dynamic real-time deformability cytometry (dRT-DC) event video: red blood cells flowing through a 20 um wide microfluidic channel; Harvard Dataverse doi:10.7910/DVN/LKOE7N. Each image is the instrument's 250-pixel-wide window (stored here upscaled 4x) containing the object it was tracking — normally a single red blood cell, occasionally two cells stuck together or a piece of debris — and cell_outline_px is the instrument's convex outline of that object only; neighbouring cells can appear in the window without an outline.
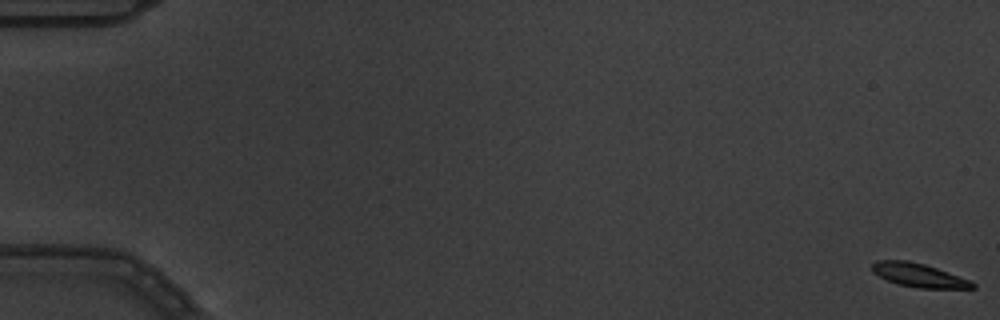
{"species": "common noctule bat (a hibernating species)", "species_latin": "Nyctalus noctula", "temperature_condition": "warm", "stored_images_in_passage": 10, "camera_frame_rate_fps": 3000, "um_per_image_px": 0.085, "animal": {"sex": "male", "body_mass_g": 19.5, "forearm_length_mm": 54.6}, "frame": {"image": 1, "passage_image": 1, "time_ms": 0.0, "image_size_px": [1000, 320], "cell_outline_px": [[976, 288], [920, 288], [896, 284], [872, 272], [872, 264], [876, 260], [908, 260], [924, 264], [972, 280], [976, 284]], "centroid_in_image_um": [78.12, 23.39], "position_along_channel_um": 6.9, "area_um2": 13.87}}
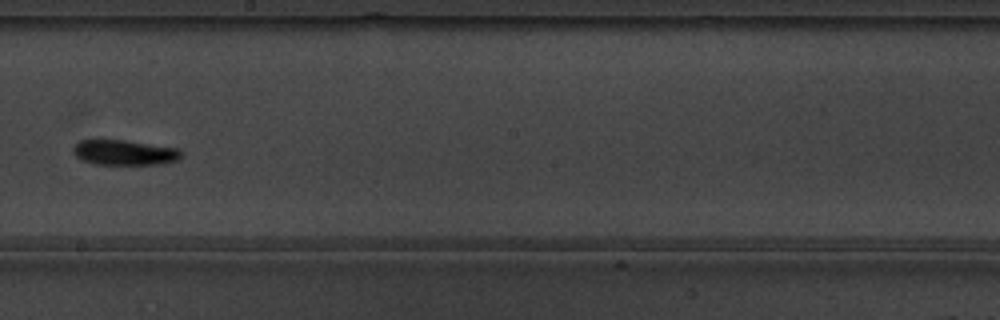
{"frame": {"image": 2, "passage_image": 10, "time_ms": 3.0, "image_size_px": [1000, 320], "cell_outline_px": [[184, 156], [180, 160], [160, 164], [96, 164], [80, 160], [72, 152], [72, 148], [80, 140], [124, 140], [180, 148], [184, 152]], "centroid_in_image_um": [10.64, 12.97], "position_along_channel_um": 237.6, "area_um2": 16.13}}